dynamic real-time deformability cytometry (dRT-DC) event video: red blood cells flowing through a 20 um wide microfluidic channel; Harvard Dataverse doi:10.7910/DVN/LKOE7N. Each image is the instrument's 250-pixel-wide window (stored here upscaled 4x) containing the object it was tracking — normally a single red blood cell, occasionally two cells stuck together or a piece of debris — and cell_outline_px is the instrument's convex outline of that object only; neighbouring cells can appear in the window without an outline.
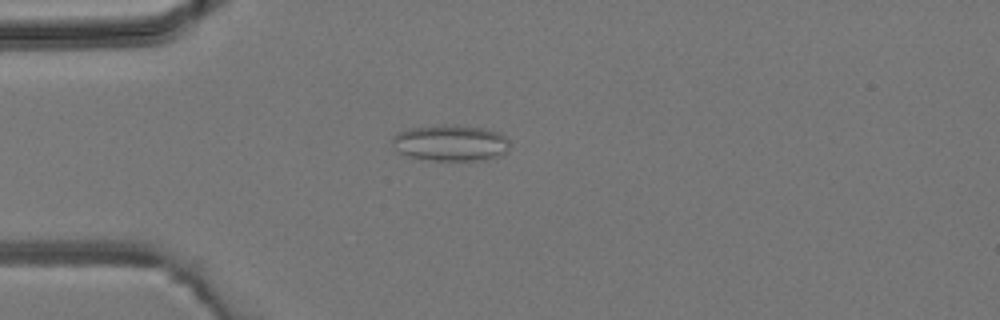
{"species": "common noctule bat (a hibernating species)", "species_latin": "Nyctalus noctula", "temperature_condition": "room temperature", "stored_images_in_passage": 4, "camera_frame_rate_fps": 3000, "um_per_image_px": 0.085, "animal": {"sex": "male", "body_mass_g": 19.2, "forearm_length_mm": 51.8}, "frame": {"image": 1, "passage_image": 4, "time_ms": 3.333, "image_size_px": [1000, 320], "cell_outline_px": [[512, 144], [508, 152], [500, 156], [476, 160], [432, 160], [412, 156], [400, 152], [392, 144], [392, 136], [396, 132], [412, 128], [484, 128], [496, 132], [504, 136]], "centroid_in_image_um": [38.35, 12.2], "position_along_channel_um": 46.7, "area_um2": 23.58}}